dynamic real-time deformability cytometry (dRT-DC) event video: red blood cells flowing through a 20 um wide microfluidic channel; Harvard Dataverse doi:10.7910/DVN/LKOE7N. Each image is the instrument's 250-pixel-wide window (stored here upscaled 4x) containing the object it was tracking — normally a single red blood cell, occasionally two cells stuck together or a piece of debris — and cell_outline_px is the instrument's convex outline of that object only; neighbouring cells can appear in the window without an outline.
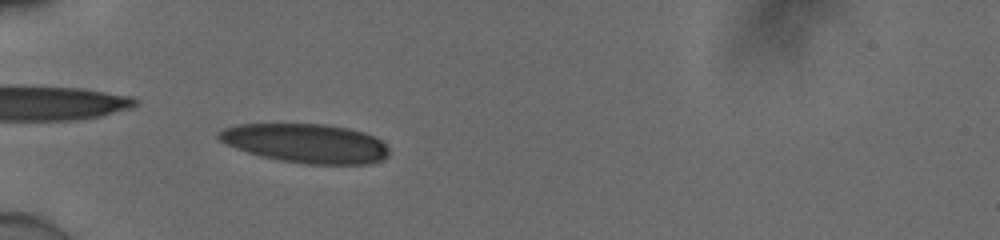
{"species": "human", "species_latin": "Homo sapiens", "temperature_condition": "cold", "stored_images_in_passage": 48, "camera_frame_rate_fps": 3000, "um_per_image_px": 0.085, "donor": {"sex": "male"}, "frame": {"image": 1, "passage_image": 12, "time_ms": 3.667, "image_size_px": [1000, 240], "cell_outline_px": [[388, 156], [380, 160], [368, 164], [304, 164], [280, 160], [260, 156], [236, 148], [220, 140], [216, 136], [224, 128], [236, 124], [324, 124], [348, 128], [364, 132], [380, 140], [388, 148]], "centroid_in_image_um": [26.0, 12.18], "position_along_channel_um": 59.0, "area_um2": 38.61}}
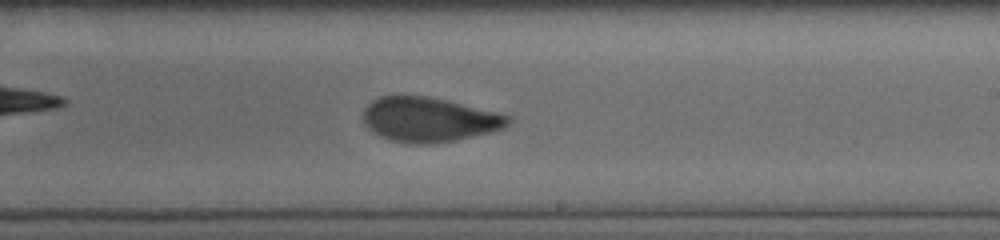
{"frame": {"image": 2, "passage_image": 28, "time_ms": 9.0, "image_size_px": [1000, 240], "cell_outline_px": [[512, 120], [504, 128], [492, 132], [456, 140], [432, 144], [412, 144], [388, 140], [372, 132], [364, 124], [364, 108], [372, 100], [380, 96], [428, 96], [448, 100], [512, 116]], "centroid_in_image_um": [36.47, 10.17], "position_along_channel_um": 252.5, "area_um2": 37.92}}
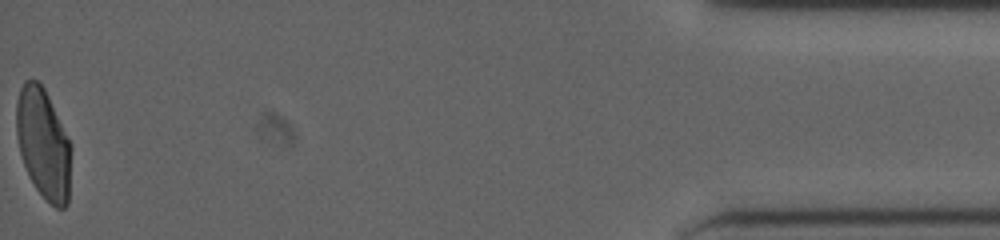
{"frame": {"image": 3, "passage_image": 48, "time_ms": 15.667, "image_size_px": [1000, 240], "cell_outline_px": [[72, 148], [68, 204], [64, 208], [56, 208], [36, 188], [24, 164], [20, 152], [16, 132], [16, 100], [20, 88], [24, 80], [36, 80], [44, 88], [72, 144]], "centroid_in_image_um": [3.7, 12.19], "position_along_channel_um": 431.5, "area_um2": 35.2}, "authors_computed_cell_mechanics": {"area_um2": 37.0787, "velocity_mm_per_s": 3.9024, "shape_relaxation_time_tau1_ms": 8.186, "shape_relaxation_time_tau2_ms": 1.3548, "deformation_change_tau1": 0.2229, "deformation_change_tau2": 0.0755}}